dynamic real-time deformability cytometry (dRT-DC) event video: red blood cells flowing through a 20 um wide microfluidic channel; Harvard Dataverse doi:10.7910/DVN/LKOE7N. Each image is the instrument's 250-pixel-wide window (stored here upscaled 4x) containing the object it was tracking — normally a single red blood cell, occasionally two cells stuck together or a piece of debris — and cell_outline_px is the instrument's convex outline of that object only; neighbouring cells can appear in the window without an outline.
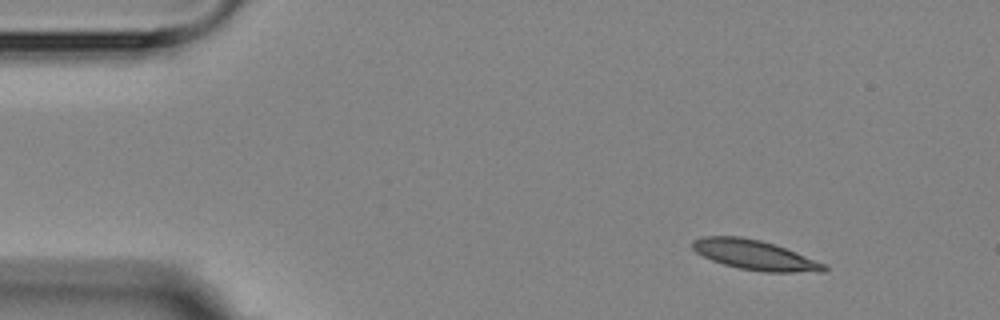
{"species": "Egyptian fruit bat (a non-hibernating species)", "species_latin": "Rousettus aegyptiacus", "temperature_condition": "room temperature", "stored_images_in_passage": 7, "camera_frame_rate_fps": 3000, "um_per_image_px": 0.085, "animal": {"sex": "female"}, "frame": {"image": 1, "passage_image": 1, "time_ms": 0.0, "image_size_px": [1000, 320], "cell_outline_px": [[828, 268], [824, 272], [764, 272], [740, 268], [724, 264], [712, 260], [696, 252], [692, 248], [692, 240], [704, 236], [740, 236], [760, 240], [796, 252], [824, 264]], "centroid_in_image_um": [64.13, 21.67], "position_along_channel_um": 20.9, "area_um2": 22.54}}
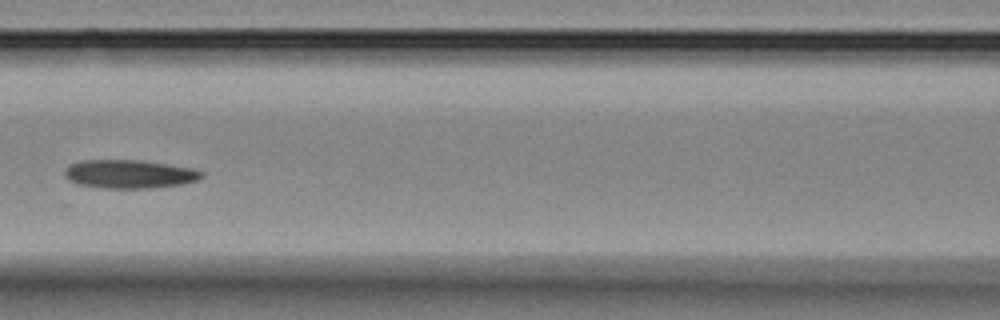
{"frame": {"image": 2, "passage_image": 6, "time_ms": 6.0, "image_size_px": [1000, 320], "cell_outline_px": [[204, 176], [196, 180], [180, 184], [152, 188], [100, 188], [76, 184], [68, 180], [64, 176], [64, 168], [72, 164], [84, 160], [140, 160], [168, 164], [192, 168], [204, 172]], "centroid_in_image_um": [10.96, 14.8], "position_along_channel_um": 155.6, "area_um2": 22.83}}
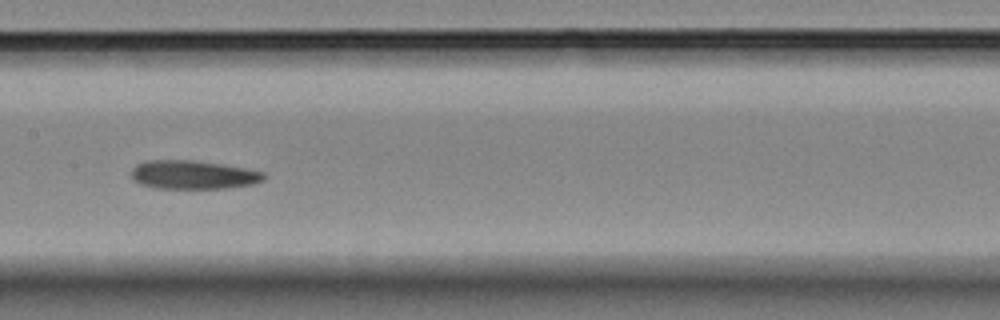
{"frame": {"image": 3, "passage_image": 7, "time_ms": 7.0, "image_size_px": [1000, 320], "cell_outline_px": [[264, 180], [252, 184], [228, 188], [152, 188], [140, 184], [132, 180], [132, 168], [136, 164], [144, 160], [192, 160], [220, 164], [244, 168], [264, 172]], "centroid_in_image_um": [16.36, 14.85], "position_along_channel_um": 191.0, "area_um2": 22.14}}